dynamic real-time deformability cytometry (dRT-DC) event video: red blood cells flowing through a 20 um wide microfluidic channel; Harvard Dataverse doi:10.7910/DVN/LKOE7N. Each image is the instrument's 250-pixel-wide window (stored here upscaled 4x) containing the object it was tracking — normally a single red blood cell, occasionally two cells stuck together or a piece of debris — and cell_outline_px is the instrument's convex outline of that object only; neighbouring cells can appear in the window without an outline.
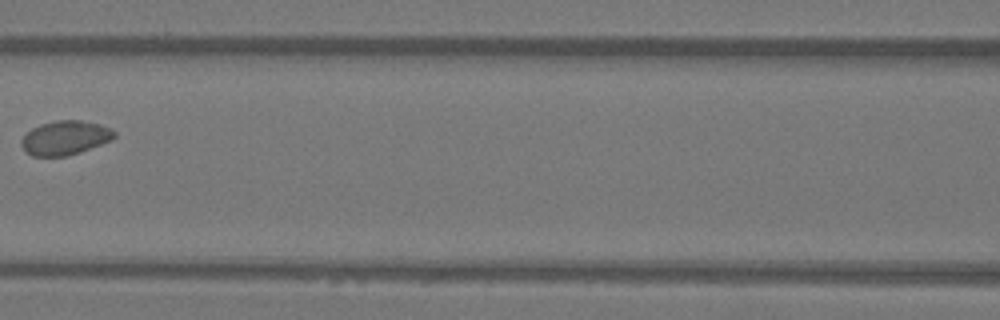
{"species": "Egyptian fruit bat (a non-hibernating species)", "species_latin": "Rousettus aegyptiacus", "temperature_condition": "warm", "stored_images_in_passage": 5, "camera_frame_rate_fps": 3000, "um_per_image_px": 0.085, "animal": {"sex": "female"}, "frame": {"image": 1, "passage_image": 5, "time_ms": 1.333, "image_size_px": [1000, 320], "cell_outline_px": [[116, 136], [112, 140], [80, 152], [64, 156], [32, 156], [24, 152], [20, 144], [20, 140], [32, 128], [40, 124], [56, 120], [80, 120], [100, 124], [112, 128], [116, 132]], "centroid_in_image_um": [5.53, 11.71], "position_along_channel_um": 161.1, "area_um2": 18.67}}